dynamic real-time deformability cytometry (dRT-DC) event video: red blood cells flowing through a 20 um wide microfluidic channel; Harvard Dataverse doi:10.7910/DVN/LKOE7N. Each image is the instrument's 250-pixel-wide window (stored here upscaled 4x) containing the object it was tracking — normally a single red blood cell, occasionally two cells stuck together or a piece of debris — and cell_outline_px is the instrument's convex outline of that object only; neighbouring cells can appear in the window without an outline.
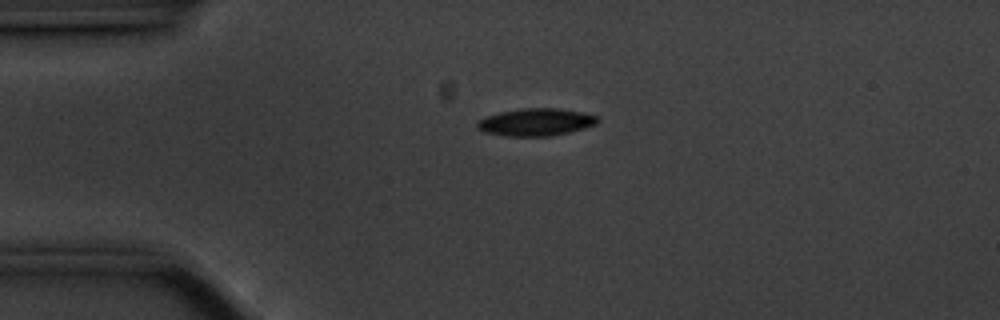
{"species": "common noctule bat (a hibernating species)", "species_latin": "Nyctalus noctula", "temperature_condition": "cold", "stored_images_in_passage": 45, "camera_frame_rate_fps": 3000, "um_per_image_px": 0.085, "animal": {"sex": "male", "body_mass_g": 20.1, "forearm_length_mm": 53.5}, "frame": {"image": 1, "passage_image": 1, "time_ms": 0.0, "image_size_px": [1000, 320], "cell_outline_px": [[600, 120], [596, 124], [584, 128], [552, 136], [504, 136], [484, 132], [476, 128], [476, 124], [484, 116], [500, 112], [524, 108], [560, 108], [580, 112], [596, 116]], "centroid_in_image_um": [45.52, 10.38], "position_along_channel_um": 39.5, "area_um2": 19.25}}
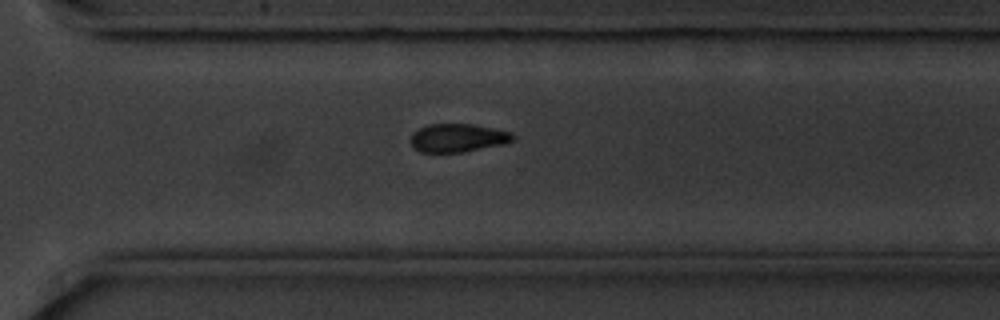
{"frame": {"image": 2, "passage_image": 28, "time_ms": 9.0, "image_size_px": [1000, 320], "cell_outline_px": [[516, 136], [512, 140], [500, 144], [460, 152], [420, 152], [412, 148], [412, 132], [428, 124], [472, 124], [512, 132]], "centroid_in_image_um": [38.87, 11.71], "position_along_channel_um": 331.7, "area_um2": 16.59}}
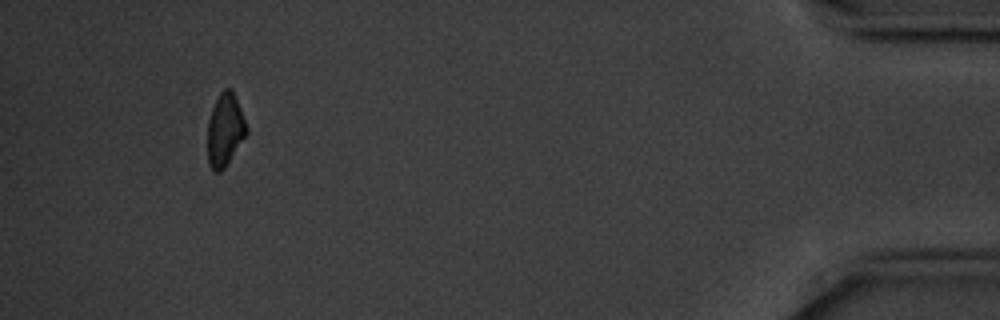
{"frame": {"image": 3, "passage_image": 41, "time_ms": 13.333, "image_size_px": [1000, 320], "cell_outline_px": [[248, 132], [224, 168], [220, 172], [216, 172], [208, 164], [208, 120], [212, 108], [220, 92], [224, 88], [232, 88], [248, 128]], "centroid_in_image_um": [19.12, 11.02], "position_along_channel_um": 416.1, "area_um2": 16.36}, "authors_computed_cell_mechanics": {"area_um2": 18.207, "velocity_mm_per_s": 3.526, "shape_relaxation_time_tau1_ms": 2.0475, "shape_relaxation_time_tau2_ms": null, "deformation_change_tau1": 0.1071, "deformation_change_tau2": null}}